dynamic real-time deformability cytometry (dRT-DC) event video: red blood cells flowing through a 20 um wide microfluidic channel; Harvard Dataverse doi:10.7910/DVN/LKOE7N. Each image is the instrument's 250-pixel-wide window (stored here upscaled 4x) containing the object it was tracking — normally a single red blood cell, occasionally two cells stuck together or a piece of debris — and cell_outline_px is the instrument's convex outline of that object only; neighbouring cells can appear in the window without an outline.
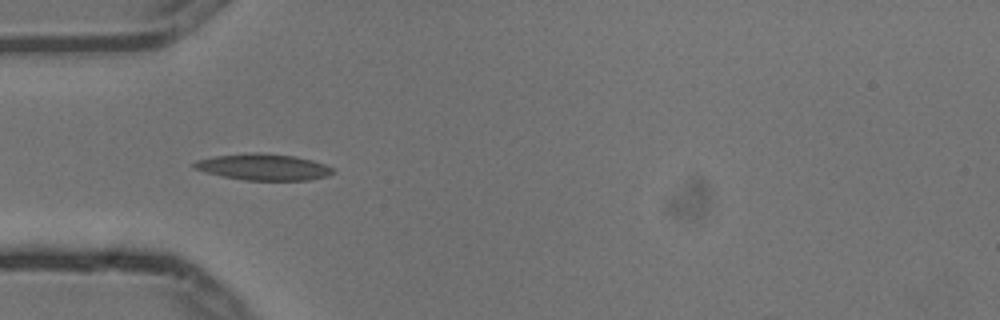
{"species": "common noctule bat (a hibernating species)", "species_latin": "Nyctalus noctula", "temperature_condition": "cold", "stored_images_in_passage": 8, "camera_frame_rate_fps": 3000, "um_per_image_px": 0.085, "animal": {"sex": "male", "body_mass_g": 13.3}, "frame": {"image": 1, "passage_image": 5, "time_ms": 1.333, "image_size_px": [1000, 320], "cell_outline_px": [[336, 172], [328, 176], [308, 180], [244, 180], [224, 176], [192, 168], [192, 164], [196, 160], [216, 156], [256, 152], [260, 152], [296, 156], [312, 160], [324, 164], [332, 168]], "centroid_in_image_um": [22.42, 14.19], "position_along_channel_um": 62.6, "area_um2": 21.21}}
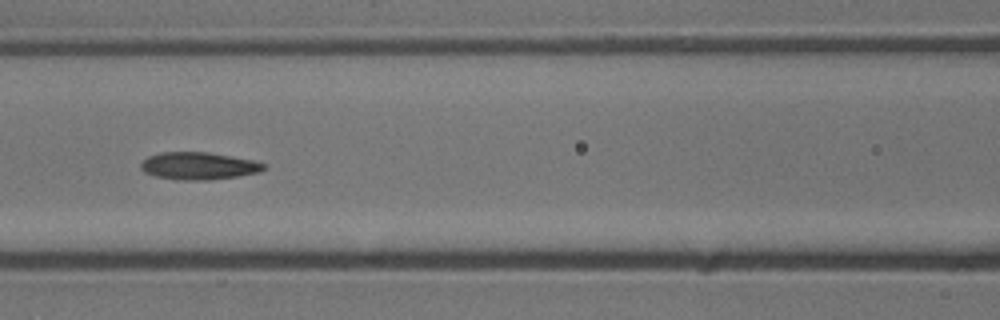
{"frame": {"image": 2, "passage_image": 7, "time_ms": 2.0, "image_size_px": [1000, 320], "cell_outline_px": [[268, 168], [260, 172], [236, 176], [208, 180], [176, 180], [156, 176], [144, 172], [140, 168], [140, 164], [148, 156], [160, 152], [208, 152], [252, 160], [268, 164]], "centroid_in_image_um": [16.89, 14.1], "position_along_channel_um": 149.7, "area_um2": 19.71}}
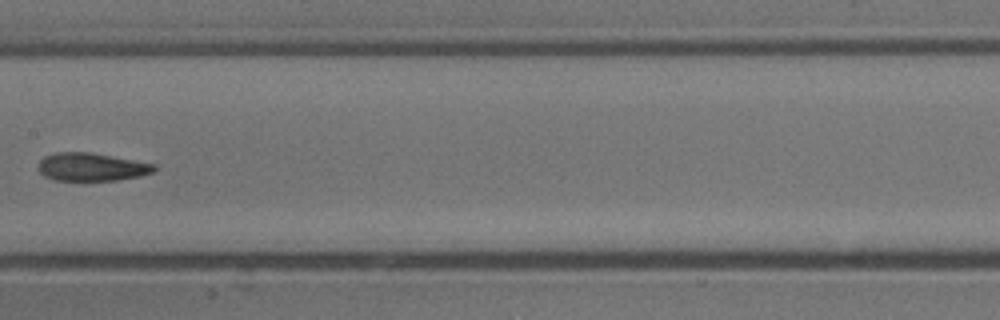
{"frame": {"image": 3, "passage_image": 8, "time_ms": 2.333, "image_size_px": [1000, 320], "cell_outline_px": [[156, 168], [152, 172], [140, 176], [116, 180], [52, 180], [44, 176], [40, 172], [40, 160], [44, 156], [56, 152], [88, 152], [156, 164]], "centroid_in_image_um": [7.77, 14.19], "position_along_channel_um": 199.6, "area_um2": 18.73}}